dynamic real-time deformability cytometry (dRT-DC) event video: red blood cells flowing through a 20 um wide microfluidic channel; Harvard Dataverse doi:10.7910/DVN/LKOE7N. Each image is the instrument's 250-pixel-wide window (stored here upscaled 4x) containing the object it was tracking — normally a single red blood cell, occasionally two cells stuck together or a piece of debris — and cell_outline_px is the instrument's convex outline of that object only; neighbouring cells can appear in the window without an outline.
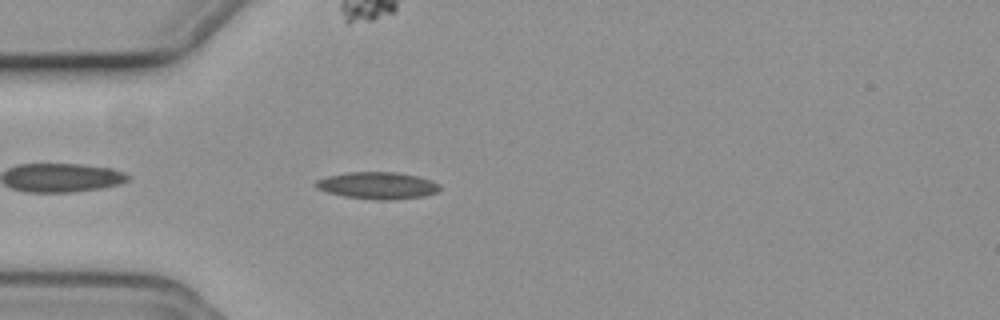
{"species": "common noctule bat (a hibernating species)", "species_latin": "Nyctalus noctula", "temperature_condition": "cold", "stored_images_in_passage": 43, "camera_frame_rate_fps": 3000, "um_per_image_px": 0.085, "animal": {"sex": "female", "body_mass_g": 19.3, "forearm_length_mm": 54.1}, "frame": {"image": 1, "passage_image": 3, "time_ms": 0.667, "image_size_px": [1000, 320], "cell_outline_px": [[440, 188], [436, 192], [424, 196], [392, 200], [376, 200], [344, 196], [328, 192], [316, 188], [312, 184], [316, 180], [328, 176], [348, 172], [396, 172], [416, 176], [432, 180], [440, 184]], "centroid_in_image_um": [32.08, 15.77], "position_along_channel_um": 52.9, "area_um2": 19.54}}
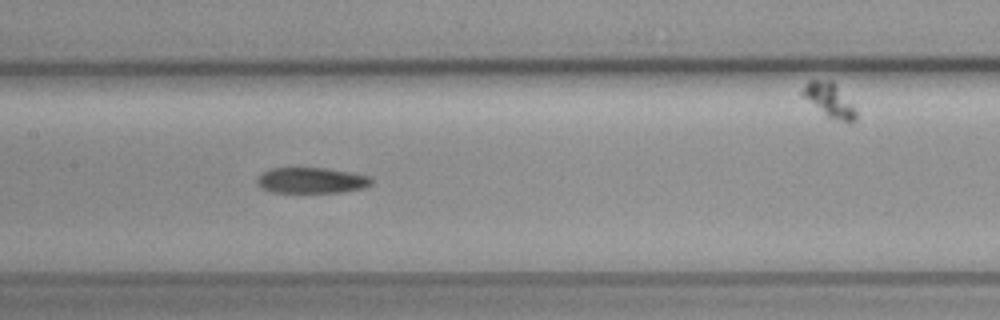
{"frame": {"image": 2, "passage_image": 14, "time_ms": 4.333, "image_size_px": [1000, 320], "cell_outline_px": [[372, 184], [364, 188], [340, 192], [272, 192], [260, 188], [256, 184], [256, 180], [264, 172], [272, 168], [324, 168], [348, 172], [368, 176], [372, 180]], "centroid_in_image_um": [26.45, 15.34], "position_along_channel_um": 181.0, "area_um2": 16.99}}
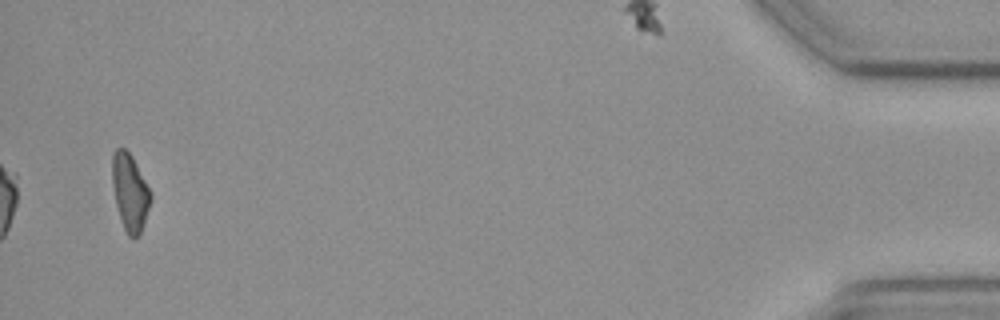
{"frame": {"image": 3, "passage_image": 41, "time_ms": 13.333, "image_size_px": [1000, 320], "cell_outline_px": [[152, 200], [140, 236], [128, 236], [124, 228], [116, 204], [112, 184], [112, 152], [116, 148], [124, 148], [132, 156], [152, 192]], "centroid_in_image_um": [11.06, 16.32], "position_along_channel_um": 424.1, "area_um2": 17.34}}